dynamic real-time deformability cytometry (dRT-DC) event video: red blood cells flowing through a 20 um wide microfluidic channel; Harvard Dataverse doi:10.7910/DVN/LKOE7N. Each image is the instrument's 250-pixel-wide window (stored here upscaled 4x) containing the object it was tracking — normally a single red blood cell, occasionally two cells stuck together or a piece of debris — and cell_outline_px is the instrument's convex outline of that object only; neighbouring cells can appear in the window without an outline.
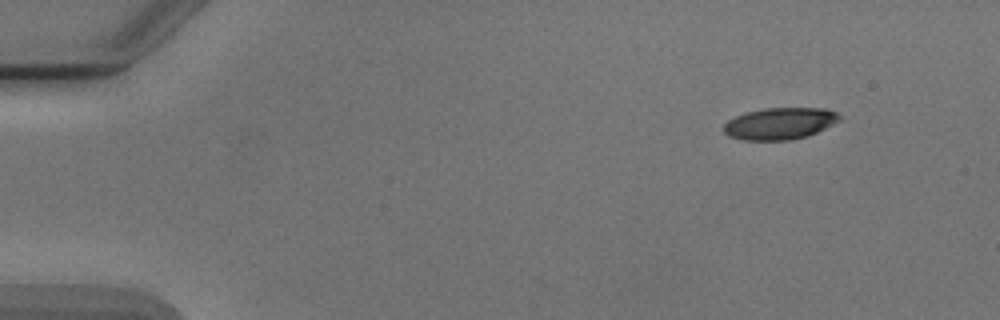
{"species": "Egyptian fruit bat (a non-hibernating species)", "species_latin": "Rousettus aegyptiacus", "temperature_condition": "cold", "stored_images_in_passage": 3, "camera_frame_rate_fps": 3000, "um_per_image_px": 0.085, "animal": {"sex": "male"}, "frame": {"image": 1, "passage_image": 1, "time_ms": 0.0, "image_size_px": [1000, 320], "cell_outline_px": [[840, 120], [808, 136], [792, 140], [744, 140], [728, 136], [724, 132], [724, 124], [728, 120], [736, 116], [748, 112], [764, 108], [824, 108], [836, 112], [840, 116]], "centroid_in_image_um": [66.27, 10.5], "position_along_channel_um": 18.7, "area_um2": 21.33}}